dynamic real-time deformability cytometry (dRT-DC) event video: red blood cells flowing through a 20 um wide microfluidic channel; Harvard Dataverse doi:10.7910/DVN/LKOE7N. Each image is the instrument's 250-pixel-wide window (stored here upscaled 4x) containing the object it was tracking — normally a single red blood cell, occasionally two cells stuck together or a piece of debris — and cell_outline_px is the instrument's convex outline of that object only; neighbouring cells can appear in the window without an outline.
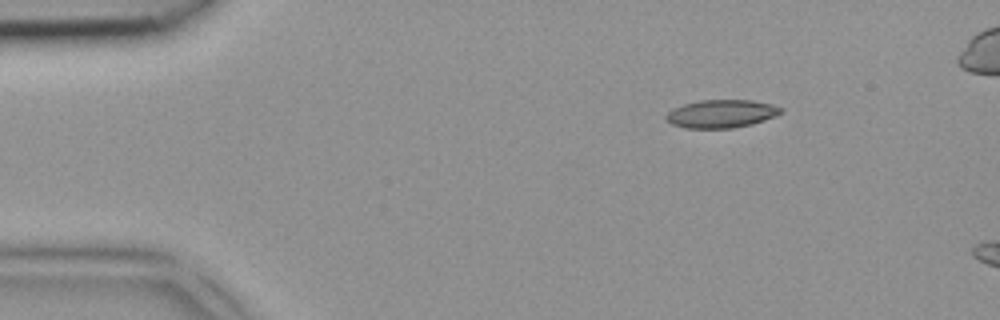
{"species": "common noctule bat (a hibernating species)", "species_latin": "Nyctalus noctula", "temperature_condition": "room temperature", "stored_images_in_passage": 4, "camera_frame_rate_fps": 3000, "um_per_image_px": 0.085, "animal": {"sex": "female", "body_mass_g": 18.4}, "frame": {"image": 1, "passage_image": 1, "time_ms": 0.0, "image_size_px": [1000, 320], "cell_outline_px": [[784, 112], [764, 120], [752, 124], [732, 128], [684, 128], [672, 124], [664, 116], [672, 108], [684, 104], [700, 100], [752, 100], [772, 104], [784, 108]], "centroid_in_image_um": [61.33, 9.66], "position_along_channel_um": 23.7, "area_um2": 18.84}}